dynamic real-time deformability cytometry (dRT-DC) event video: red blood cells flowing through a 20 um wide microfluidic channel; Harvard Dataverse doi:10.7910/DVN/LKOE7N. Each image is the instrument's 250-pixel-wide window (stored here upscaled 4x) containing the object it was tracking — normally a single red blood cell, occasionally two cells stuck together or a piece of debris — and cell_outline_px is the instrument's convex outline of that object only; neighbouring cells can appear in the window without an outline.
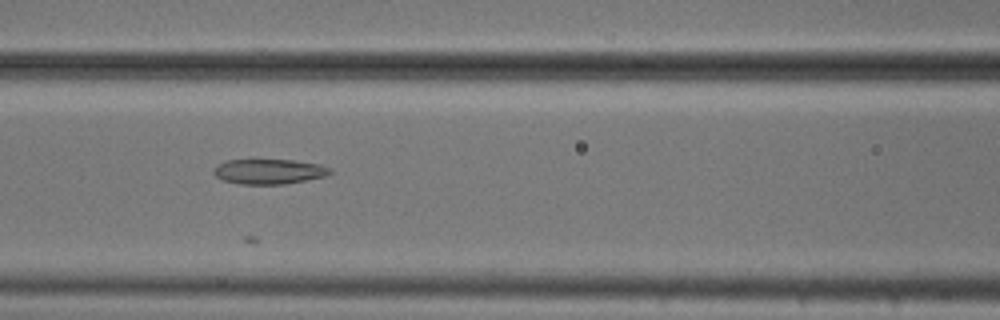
{"species": "common noctule bat (a hibernating species)", "species_latin": "Nyctalus noctula", "temperature_condition": "cold", "stored_images_in_passage": 17, "camera_frame_rate_fps": 3000, "um_per_image_px": 0.085, "animal": {"sex": "male", "body_mass_g": 20.5, "forearm_length_mm": 52.5}, "frame": {"image": 1, "passage_image": 7, "time_ms": 2.0, "image_size_px": [1000, 320], "cell_outline_px": [[332, 172], [324, 176], [284, 184], [240, 184], [224, 180], [216, 176], [212, 172], [216, 164], [224, 160], [256, 156], [292, 160], [320, 164], [332, 168]], "centroid_in_image_um": [22.78, 14.51], "position_along_channel_um": 143.8, "area_um2": 17.92}}
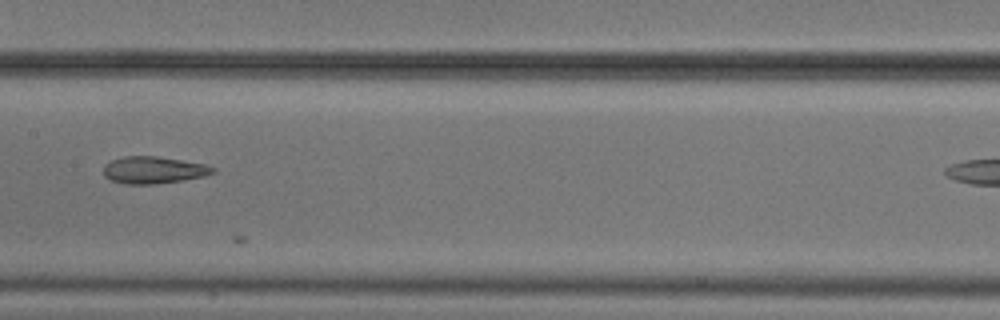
{"frame": {"image": 2, "passage_image": 11, "time_ms": 3.333, "image_size_px": [1000, 320], "cell_outline_px": [[216, 172], [204, 176], [184, 180], [156, 184], [128, 184], [112, 180], [104, 176], [104, 164], [112, 160], [124, 156], [156, 156], [204, 164], [216, 168]], "centroid_in_image_um": [13.06, 14.45], "position_along_channel_um": 194.3, "area_um2": 17.17}}
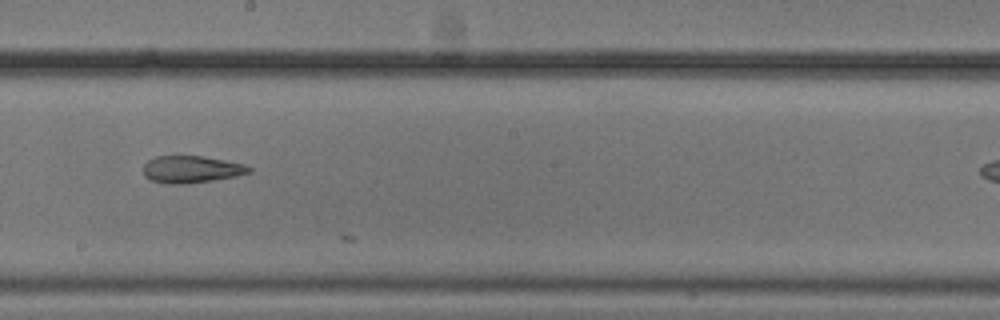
{"frame": {"image": 3, "passage_image": 14, "time_ms": 4.333, "image_size_px": [1000, 320], "cell_outline_px": [[252, 172], [236, 176], [212, 180], [184, 184], [168, 184], [152, 180], [144, 176], [144, 164], [148, 160], [156, 156], [204, 156], [244, 164], [252, 168]], "centroid_in_image_um": [16.27, 14.39], "position_along_channel_um": 231.9, "area_um2": 16.65}}